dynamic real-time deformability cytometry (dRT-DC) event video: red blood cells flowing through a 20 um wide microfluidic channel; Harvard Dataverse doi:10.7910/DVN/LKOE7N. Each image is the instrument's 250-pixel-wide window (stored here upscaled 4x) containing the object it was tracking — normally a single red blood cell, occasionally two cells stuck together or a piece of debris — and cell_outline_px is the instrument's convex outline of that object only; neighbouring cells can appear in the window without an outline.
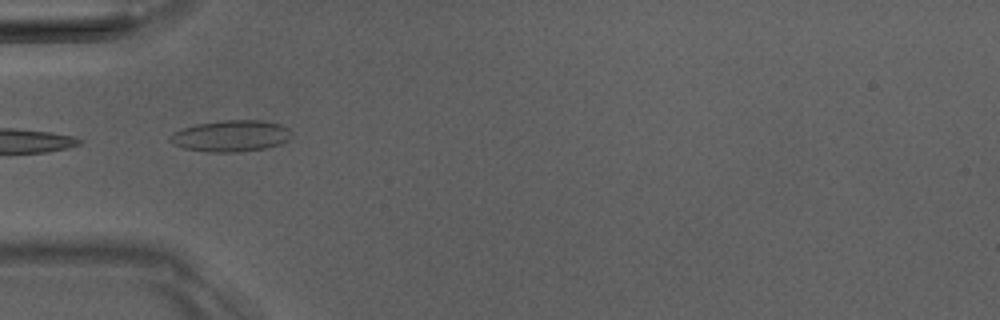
{"species": "Egyptian fruit bat (a non-hibernating species)", "species_latin": "Rousettus aegyptiacus", "temperature_condition": "room temperature", "stored_images_in_passage": 4, "camera_frame_rate_fps": 3000, "um_per_image_px": 0.085, "animal": {"sex": "male"}, "frame": {"image": 1, "passage_image": 4, "time_ms": 3.333, "image_size_px": [1000, 320], "cell_outline_px": [[292, 136], [288, 140], [280, 144], [268, 148], [236, 152], [212, 152], [184, 148], [172, 144], [168, 140], [168, 136], [172, 132], [196, 124], [220, 120], [264, 120], [280, 124], [288, 128]], "centroid_in_image_um": [19.62, 11.55], "position_along_channel_um": 65.4, "area_um2": 22.43}}